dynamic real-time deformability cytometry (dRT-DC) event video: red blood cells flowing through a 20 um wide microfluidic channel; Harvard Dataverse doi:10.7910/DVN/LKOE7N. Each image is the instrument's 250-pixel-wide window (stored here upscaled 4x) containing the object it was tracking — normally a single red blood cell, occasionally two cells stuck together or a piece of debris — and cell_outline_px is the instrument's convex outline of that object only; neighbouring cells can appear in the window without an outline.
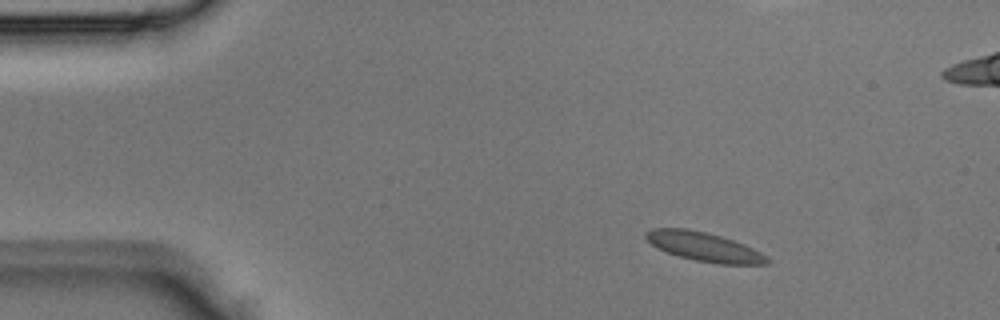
{"species": "Egyptian fruit bat (a non-hibernating species)", "species_latin": "Rousettus aegyptiacus", "temperature_condition": "room temperature", "stored_images_in_passage": 4, "camera_frame_rate_fps": 3000, "um_per_image_px": 0.085, "animal": {"sex": "male"}, "frame": {"image": 1, "passage_image": 2, "time_ms": 0.333, "image_size_px": [1000, 320], "cell_outline_px": [[768, 264], [720, 264], [696, 260], [680, 256], [656, 248], [644, 236], [644, 232], [652, 228], [688, 228], [720, 236], [744, 244], [760, 252], [768, 260]], "centroid_in_image_um": [59.79, 20.96], "position_along_channel_um": 25.2, "area_um2": 20.17}}